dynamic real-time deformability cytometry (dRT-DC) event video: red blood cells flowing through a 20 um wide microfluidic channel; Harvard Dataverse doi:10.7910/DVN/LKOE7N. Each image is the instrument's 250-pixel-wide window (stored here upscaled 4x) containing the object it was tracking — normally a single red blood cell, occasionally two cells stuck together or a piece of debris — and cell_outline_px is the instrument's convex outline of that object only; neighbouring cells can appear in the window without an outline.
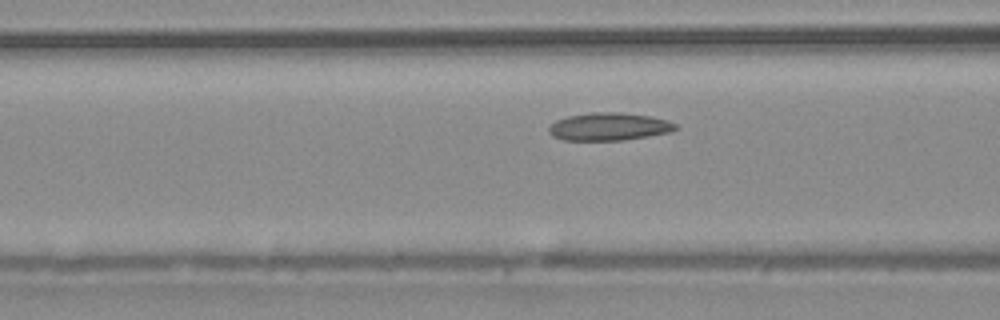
{"species": "common noctule bat (a hibernating species)", "species_latin": "Nyctalus noctula", "temperature_condition": "warm", "stored_images_in_passage": 46, "camera_frame_rate_fps": 3000, "um_per_image_px": 0.085, "animal": {"sex": "male", "body_mass_g": 20.4}, "frame": {"image": 1, "passage_image": 15, "time_ms": 4.667, "image_size_px": [1000, 320], "cell_outline_px": [[680, 128], [672, 132], [624, 140], [564, 140], [552, 136], [548, 132], [548, 128], [556, 120], [568, 116], [592, 112], [620, 112], [652, 116], [668, 120], [676, 124]], "centroid_in_image_um": [51.8, 10.76], "position_along_channel_um": 114.8, "area_um2": 20.69}}
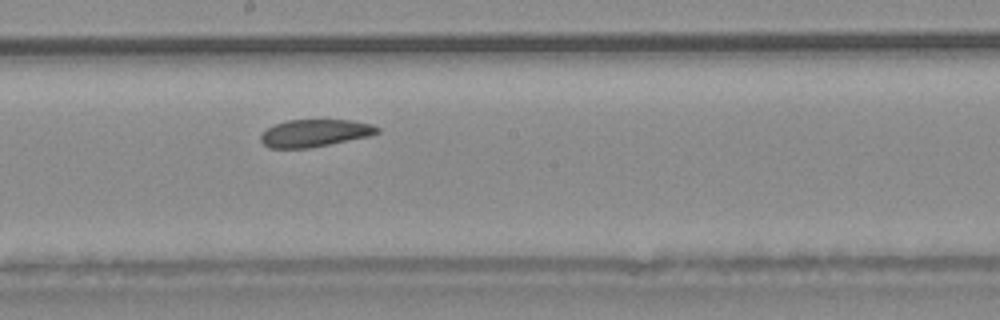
{"frame": {"image": 2, "passage_image": 23, "time_ms": 7.333, "image_size_px": [1000, 320], "cell_outline_px": [[380, 132], [372, 136], [308, 148], [268, 148], [260, 140], [260, 136], [268, 128], [276, 124], [288, 120], [352, 120], [372, 124], [380, 128]], "centroid_in_image_um": [26.8, 11.31], "position_along_channel_um": 221.4, "area_um2": 18.61}}
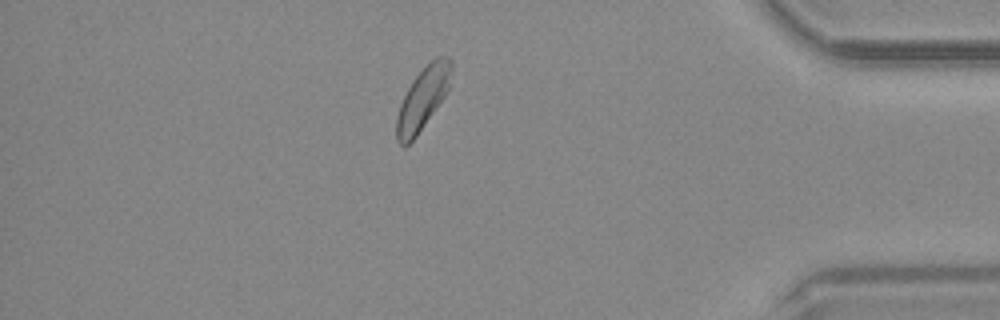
{"frame": {"image": 3, "passage_image": 39, "time_ms": 12.667, "image_size_px": [1000, 320], "cell_outline_px": [[452, 68], [448, 88], [444, 96], [416, 136], [404, 148], [396, 140], [396, 116], [400, 104], [412, 80], [436, 56], [448, 56], [452, 60]], "centroid_in_image_um": [35.92, 8.38], "position_along_channel_um": 399.3, "area_um2": 19.54}, "authors_computed_cell_mechanics": {"area_um2": 20.0855, "velocity_mm_per_s": 3.996, "shape_relaxation_time_tau1_ms": null, "shape_relaxation_time_tau2_ms": 5.5603, "deformation_change_tau1": null, "deformation_change_tau2": 0.0924}}